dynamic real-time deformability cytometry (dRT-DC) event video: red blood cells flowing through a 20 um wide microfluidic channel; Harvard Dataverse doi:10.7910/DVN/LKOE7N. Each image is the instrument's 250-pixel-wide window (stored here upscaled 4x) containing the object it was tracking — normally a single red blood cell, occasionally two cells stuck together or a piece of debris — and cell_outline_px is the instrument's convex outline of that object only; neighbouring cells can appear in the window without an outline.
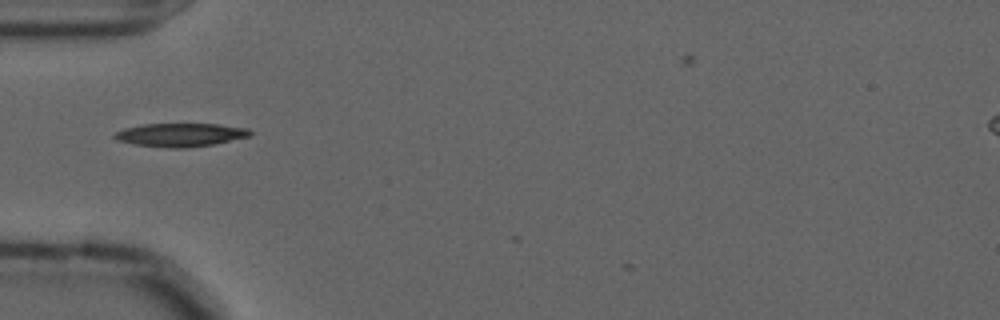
{"species": "common noctule bat (a hibernating species)", "species_latin": "Nyctalus noctula", "temperature_condition": "cold", "stored_images_in_passage": 11, "camera_frame_rate_fps": 3000, "um_per_image_px": 0.085, "animal": {"sex": "male", "forearm_length_mm": 52.5}, "frame": {"image": 1, "passage_image": 1, "time_ms": 0.0, "image_size_px": [1000, 320], "cell_outline_px": [[252, 132], [248, 136], [212, 144], [188, 148], [172, 148], [136, 144], [116, 140], [112, 136], [116, 132], [124, 128], [144, 124], [216, 124], [248, 128]], "centroid_in_image_um": [15.3, 11.46], "position_along_channel_um": 69.7, "area_um2": 18.21}}
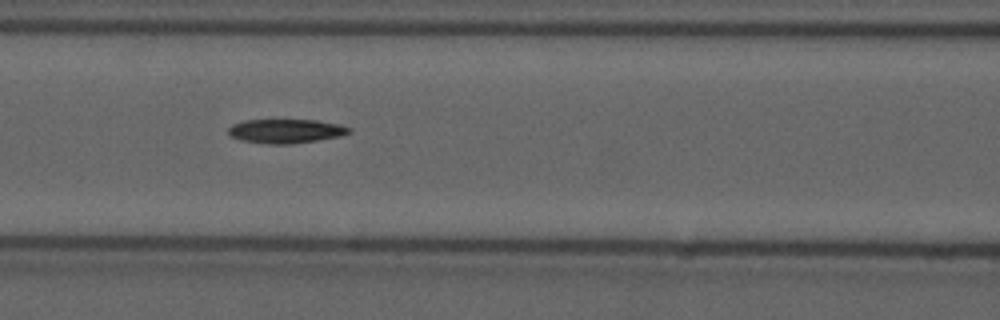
{"frame": {"image": 2, "passage_image": 7, "time_ms": 2.0, "image_size_px": [1000, 320], "cell_outline_px": [[352, 132], [340, 136], [292, 144], [268, 144], [240, 140], [232, 136], [228, 132], [228, 128], [232, 124], [244, 120], [316, 120], [340, 124], [352, 128]], "centroid_in_image_um": [24.31, 11.14], "position_along_channel_um": 142.3, "area_um2": 16.99}}
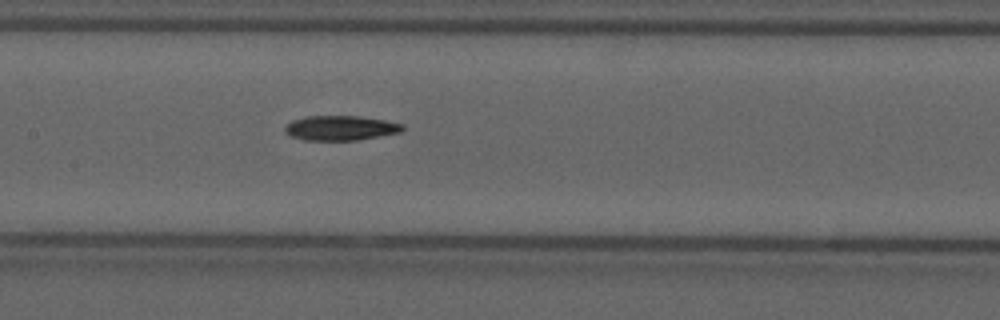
{"frame": {"image": 3, "passage_image": 10, "time_ms": 3.0, "image_size_px": [1000, 320], "cell_outline_px": [[404, 128], [400, 132], [380, 136], [356, 140], [304, 140], [288, 136], [284, 132], [284, 128], [292, 120], [304, 116], [360, 116], [384, 120], [404, 124]], "centroid_in_image_um": [28.91, 10.88], "position_along_channel_um": 178.5, "area_um2": 17.05}}